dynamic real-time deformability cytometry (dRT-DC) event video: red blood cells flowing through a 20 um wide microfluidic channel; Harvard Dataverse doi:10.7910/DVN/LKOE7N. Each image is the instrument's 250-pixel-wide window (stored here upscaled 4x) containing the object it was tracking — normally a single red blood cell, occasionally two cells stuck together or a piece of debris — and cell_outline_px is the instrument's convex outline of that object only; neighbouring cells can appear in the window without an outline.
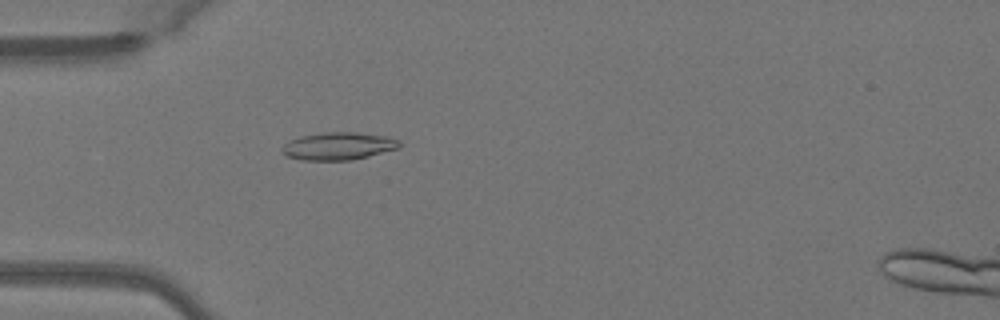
{"species": "Egyptian fruit bat (a non-hibernating species)", "species_latin": "Rousettus aegyptiacus", "temperature_condition": "warm", "stored_images_in_passage": 43, "camera_frame_rate_fps": 3000, "um_per_image_px": 0.085, "animal": {"sex": "female"}, "frame": {"image": 1, "passage_image": 14, "time_ms": 4.333, "image_size_px": [1000, 320], "cell_outline_px": [[400, 148], [352, 160], [300, 160], [288, 156], [280, 152], [280, 148], [284, 144], [300, 136], [324, 132], [356, 132], [388, 136], [400, 140]], "centroid_in_image_um": [28.77, 12.41], "position_along_channel_um": 56.2, "area_um2": 19.02}}
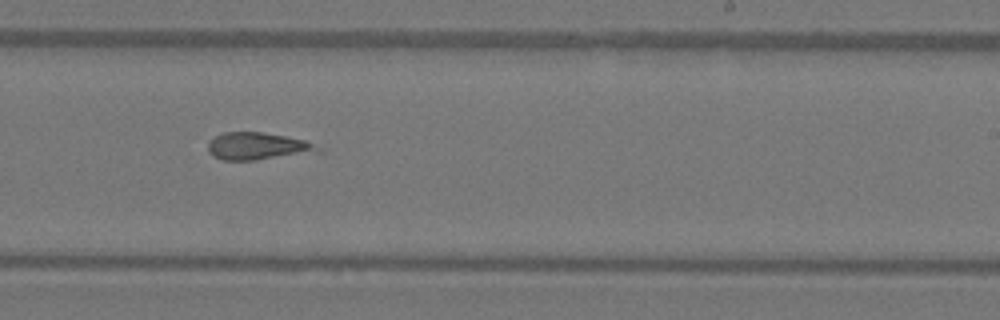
{"frame": {"image": 2, "passage_image": 30, "time_ms": 9.667, "image_size_px": [1000, 320], "cell_outline_px": [[312, 144], [308, 148], [292, 152], [252, 160], [220, 160], [212, 156], [208, 152], [208, 140], [224, 132], [260, 132], [288, 136], [304, 140]], "centroid_in_image_um": [21.49, 12.38], "position_along_channel_um": 267.5, "area_um2": 15.9}}
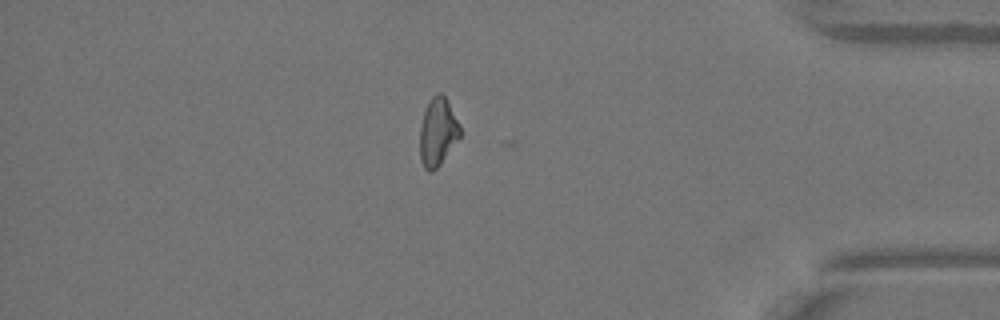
{"frame": {"image": 3, "passage_image": 42, "time_ms": 13.667, "image_size_px": [1000, 320], "cell_outline_px": [[460, 136], [440, 164], [432, 172], [428, 172], [424, 168], [420, 160], [420, 128], [424, 112], [428, 100], [436, 92], [440, 92], [444, 96], [460, 124]], "centroid_in_image_um": [37.19, 11.21], "position_along_channel_um": 398.0, "area_um2": 15.84}, "authors_computed_cell_mechanics": {"area_um2": 16.762, "velocity_mm_per_s": 4.075, "shape_relaxation_time_tau1_ms": 7.4293, "shape_relaxation_time_tau2_ms": 4.0739, "deformation_change_tau1": 0.2008, "deformation_change_tau2": 0.0881}}